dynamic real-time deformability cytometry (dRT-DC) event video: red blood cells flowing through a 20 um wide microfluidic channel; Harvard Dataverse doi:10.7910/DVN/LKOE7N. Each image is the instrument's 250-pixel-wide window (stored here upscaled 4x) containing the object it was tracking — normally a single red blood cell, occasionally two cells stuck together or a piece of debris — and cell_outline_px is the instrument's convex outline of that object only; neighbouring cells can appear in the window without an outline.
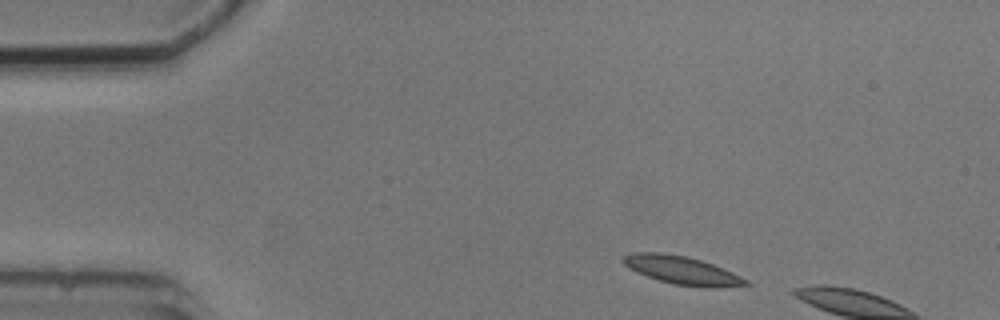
{"species": "common noctule bat (a hibernating species)", "species_latin": "Nyctalus noctula", "temperature_condition": "cold", "stored_images_in_passage": 4, "camera_frame_rate_fps": 3000, "um_per_image_px": 0.085, "animal": {"sex": "male", "body_mass_g": 20.5, "forearm_length_mm": 52.5}, "frame": {"image": 1, "passage_image": 1, "time_ms": 0.0, "image_size_px": [1000, 320], "cell_outline_px": [[752, 284], [712, 288], [704, 288], [672, 284], [648, 276], [624, 264], [620, 260], [624, 256], [636, 252], [660, 252], [688, 256], [712, 264], [732, 272], [748, 280]], "centroid_in_image_um": [58.01, 22.97], "position_along_channel_um": 27.0, "area_um2": 19.94}}